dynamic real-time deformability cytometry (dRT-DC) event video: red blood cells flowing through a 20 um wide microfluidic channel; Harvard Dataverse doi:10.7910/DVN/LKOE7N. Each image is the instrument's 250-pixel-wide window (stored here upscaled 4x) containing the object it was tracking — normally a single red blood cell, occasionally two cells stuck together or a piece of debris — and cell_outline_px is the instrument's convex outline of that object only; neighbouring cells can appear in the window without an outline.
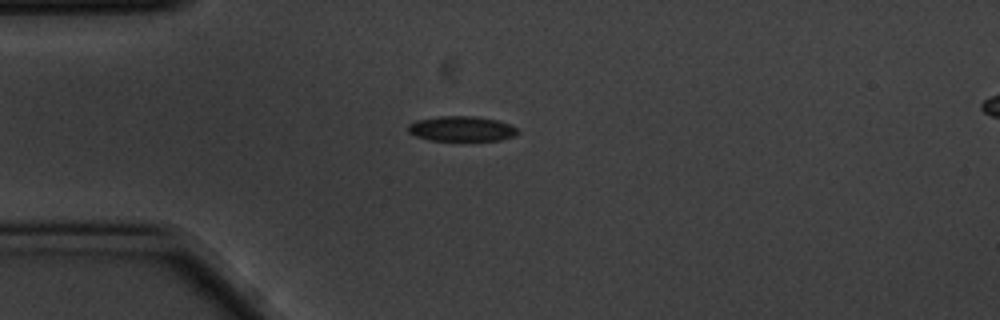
{"species": "common noctule bat (a hibernating species)", "species_latin": "Nyctalus noctula", "temperature_condition": "cold", "stored_images_in_passage": 12, "camera_frame_rate_fps": 3000, "um_per_image_px": 0.085, "animal": {"sex": "male", "body_mass_g": 20.1, "forearm_length_mm": 53.5}, "frame": {"image": 1, "passage_image": 1, "time_ms": 0.0, "image_size_px": [1000, 320], "cell_outline_px": [[520, 132], [512, 136], [500, 140], [428, 140], [416, 136], [408, 132], [408, 124], [416, 120], [440, 116], [476, 116], [496, 120], [508, 124], [516, 128]], "centroid_in_image_um": [39.2, 10.94], "position_along_channel_um": 45.8, "area_um2": 15.9}}
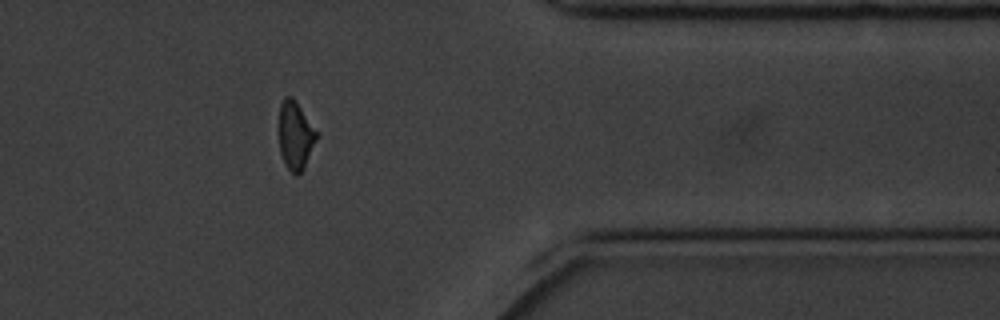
{"frame": {"image": 2, "passage_image": 10, "time_ms": 3.0, "image_size_px": [1000, 320], "cell_outline_px": [[320, 132], [304, 168], [296, 176], [284, 164], [280, 152], [280, 104], [284, 96], [292, 96]], "centroid_in_image_um": [25.15, 11.49], "position_along_channel_um": 386.3, "area_um2": 15.09}}
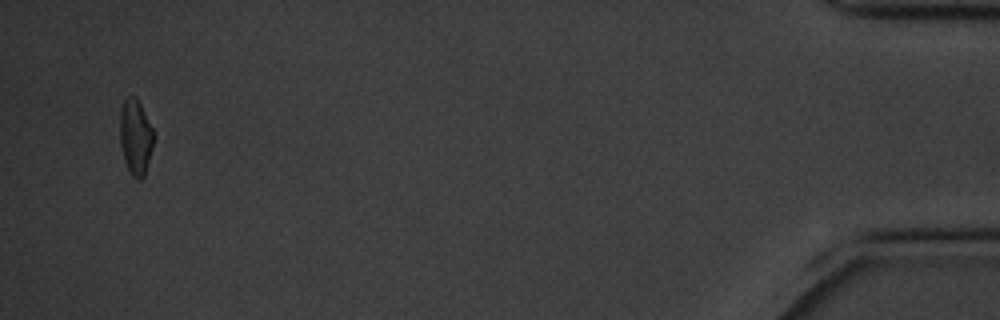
{"frame": {"image": 3, "passage_image": 12, "time_ms": 3.667, "image_size_px": [1000, 320], "cell_outline_px": [[152, 148], [144, 176], [140, 180], [136, 180], [132, 176], [124, 160], [120, 144], [120, 112], [124, 100], [128, 96], [136, 96], [152, 128]], "centroid_in_image_um": [11.5, 11.65], "position_along_channel_um": 423.7, "area_um2": 14.57}}